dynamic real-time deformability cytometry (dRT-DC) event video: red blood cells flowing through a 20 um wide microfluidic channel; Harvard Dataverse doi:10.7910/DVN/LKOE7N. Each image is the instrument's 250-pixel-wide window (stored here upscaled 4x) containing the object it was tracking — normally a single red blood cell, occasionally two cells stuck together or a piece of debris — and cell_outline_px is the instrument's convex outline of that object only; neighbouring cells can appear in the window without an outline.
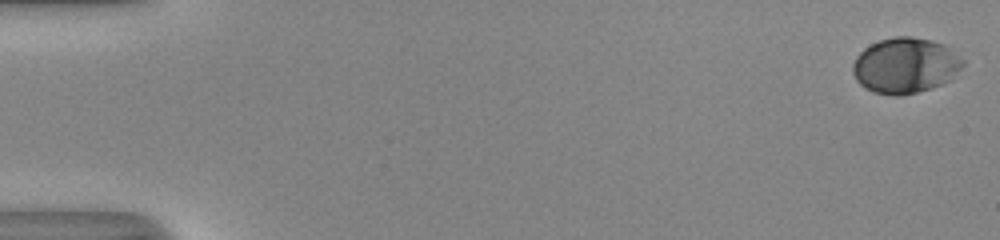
{"species": "human", "species_latin": "Homo sapiens", "temperature_condition": "room temperature", "stored_images_in_passage": 53, "camera_frame_rate_fps": 3000, "um_per_image_px": 0.085, "donor": {"sex": "male"}, "frame": {"image": 1, "passage_image": 1, "time_ms": 0.0, "image_size_px": [1000, 240], "cell_outline_px": [[964, 64], [948, 80], [940, 84], [916, 92], [900, 96], [892, 96], [872, 92], [864, 88], [856, 80], [852, 72], [852, 64], [856, 56], [864, 48], [880, 40], [896, 36], [912, 36], [932, 40], [944, 44], [964, 60]], "centroid_in_image_um": [76.9, 5.56], "position_along_channel_um": 8.1, "area_um2": 35.55}}
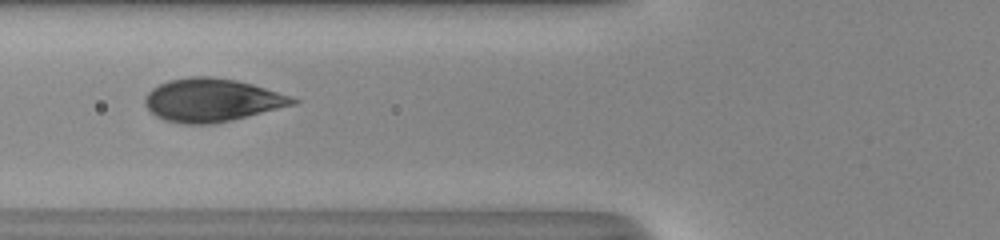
{"frame": {"image": 2, "passage_image": 22, "time_ms": 7.0, "image_size_px": [1000, 240], "cell_outline_px": [[300, 100], [296, 104], [232, 120], [212, 124], [180, 124], [164, 120], [156, 116], [144, 104], [144, 96], [152, 88], [168, 80], [192, 76], [212, 76], [236, 80], [252, 84], [292, 96]], "centroid_in_image_um": [18.0, 8.51], "position_along_channel_um": 107.8, "area_um2": 37.28}}
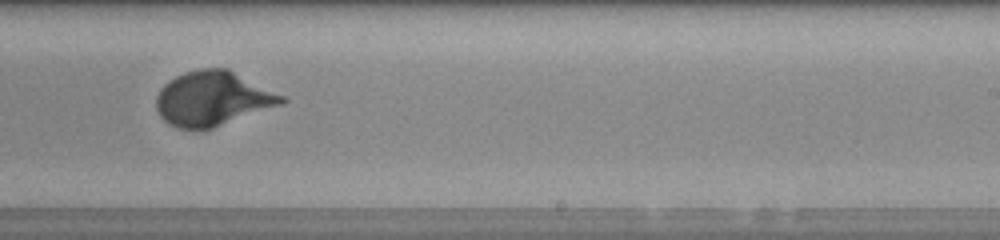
{"frame": {"image": 3, "passage_image": 34, "time_ms": 11.0, "image_size_px": [1000, 240], "cell_outline_px": [[288, 100], [284, 104], [212, 128], [176, 128], [168, 124], [160, 116], [156, 108], [156, 96], [160, 88], [168, 80], [184, 72], [200, 68], [228, 68], [284, 96]], "centroid_in_image_um": [18.07, 8.37], "position_along_channel_um": 270.9, "area_um2": 39.88}, "authors_computed_cell_mechanics": {"area_um2": 35.836, "velocity_mm_per_s": 4.0977, "shape_relaxation_time_tau1_ms": 2.5902, "shape_relaxation_time_tau2_ms": null, "deformation_change_tau1": 0.1658, "deformation_change_tau2": null}}